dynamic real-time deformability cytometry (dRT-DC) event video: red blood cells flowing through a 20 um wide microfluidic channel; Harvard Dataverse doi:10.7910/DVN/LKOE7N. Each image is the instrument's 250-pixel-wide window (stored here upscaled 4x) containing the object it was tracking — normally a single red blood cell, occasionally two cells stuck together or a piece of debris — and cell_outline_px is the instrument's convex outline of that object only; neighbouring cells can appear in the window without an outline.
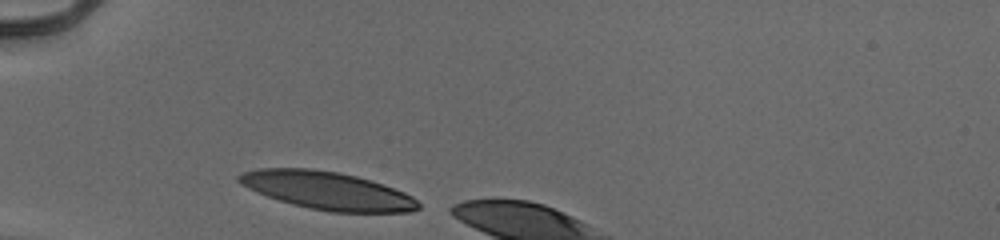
{"species": "human", "species_latin": "Homo sapiens", "temperature_condition": "cold", "stored_images_in_passage": 4, "camera_frame_rate_fps": 3000, "um_per_image_px": 0.085, "donor": {"sex": "male"}, "frame": {"image": 1, "passage_image": 1, "time_ms": 0.0, "image_size_px": [1000, 240], "cell_outline_px": [[420, 208], [408, 212], [332, 212], [308, 208], [292, 204], [268, 196], [248, 188], [240, 184], [236, 180], [236, 176], [240, 172], [260, 168], [308, 168], [340, 172], [372, 180], [404, 192], [412, 196], [420, 204]], "centroid_in_image_um": [27.8, 16.19], "position_along_channel_um": 57.2, "area_um2": 39.65}}